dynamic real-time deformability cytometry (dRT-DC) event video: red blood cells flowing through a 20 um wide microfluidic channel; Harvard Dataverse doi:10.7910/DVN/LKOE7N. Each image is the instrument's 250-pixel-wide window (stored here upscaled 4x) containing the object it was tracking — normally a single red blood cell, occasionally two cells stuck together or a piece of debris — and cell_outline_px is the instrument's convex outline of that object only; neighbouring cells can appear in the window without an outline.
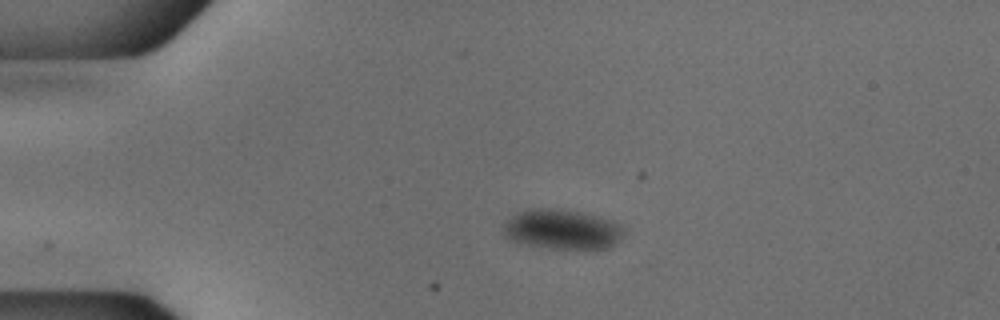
{"species": "common noctule bat (a hibernating species)", "species_latin": "Nyctalus noctula", "temperature_condition": "cold", "stored_images_in_passage": 43, "camera_frame_rate_fps": 3000, "um_per_image_px": 0.085, "animal": {"sex": "male", "body_mass_g": 18.8}, "frame": {"image": 1, "passage_image": 1, "time_ms": 0.0, "image_size_px": [1000, 320], "cell_outline_px": [[624, 236], [612, 248], [544, 248], [512, 240], [504, 232], [504, 224], [516, 212], [528, 208], [560, 208], [584, 212], [600, 216], [620, 224], [624, 228]], "centroid_in_image_um": [47.84, 19.47], "position_along_channel_um": 37.2, "area_um2": 28.21}}
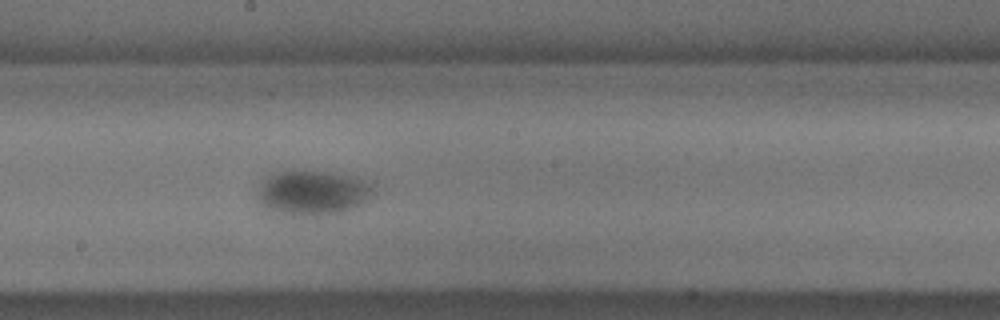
{"frame": {"image": 2, "passage_image": 19, "time_ms": 6.0, "image_size_px": [1000, 320], "cell_outline_px": [[376, 192], [368, 200], [352, 208], [340, 212], [316, 216], [304, 216], [280, 212], [268, 208], [260, 200], [260, 184], [272, 172], [332, 172], [364, 180], [372, 184]], "centroid_in_image_um": [26.65, 16.38], "position_along_channel_um": 221.5, "area_um2": 29.42}}
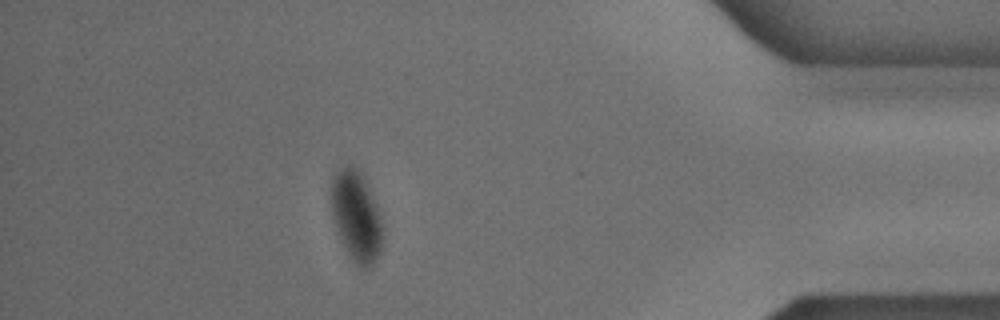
{"frame": {"image": 3, "passage_image": 37, "time_ms": 12.0, "image_size_px": [1000, 320], "cell_outline_px": [[384, 232], [380, 252], [372, 264], [368, 268], [360, 268], [352, 260], [340, 236], [332, 216], [332, 180], [336, 172], [340, 168], [348, 164], [352, 164], [364, 176], [376, 204], [380, 216]], "centroid_in_image_um": [30.31, 18.36], "position_along_channel_um": 404.9, "area_um2": 26.82}}